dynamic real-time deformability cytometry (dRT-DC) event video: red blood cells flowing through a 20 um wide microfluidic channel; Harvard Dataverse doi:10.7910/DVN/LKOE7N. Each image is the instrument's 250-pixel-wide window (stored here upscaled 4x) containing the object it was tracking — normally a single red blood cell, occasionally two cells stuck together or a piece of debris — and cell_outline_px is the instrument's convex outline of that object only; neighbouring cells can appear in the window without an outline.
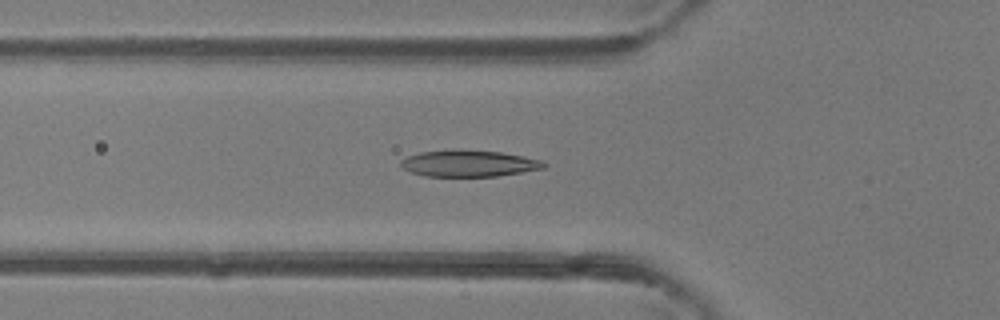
{"species": "common noctule bat (a hibernating species)", "species_latin": "Nyctalus noctula", "temperature_condition": "room temperature", "stored_images_in_passage": 44, "camera_frame_rate_fps": 3000, "um_per_image_px": 0.085, "animal": {"sex": "female"}, "frame": {"image": 1, "passage_image": 14, "time_ms": 4.333, "image_size_px": [1000, 320], "cell_outline_px": [[548, 164], [544, 168], [496, 176], [424, 176], [412, 172], [404, 168], [400, 164], [400, 160], [408, 156], [420, 152], [460, 148], [500, 152], [524, 156], [544, 160]], "centroid_in_image_um": [39.87, 13.87], "position_along_channel_um": 85.9, "area_um2": 22.31}}
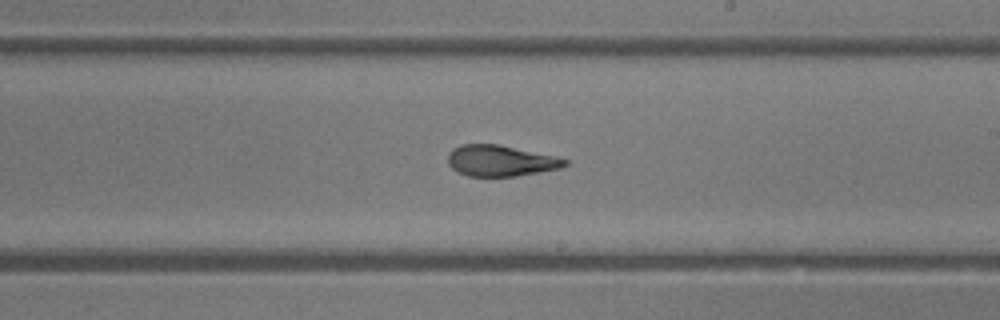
{"frame": {"image": 2, "passage_image": 25, "time_ms": 8.0, "image_size_px": [1000, 320], "cell_outline_px": [[568, 164], [560, 168], [516, 176], [468, 176], [456, 172], [448, 164], [448, 152], [452, 148], [460, 144], [500, 144], [552, 156], [568, 160]], "centroid_in_image_um": [42.48, 13.66], "position_along_channel_um": 246.5, "area_um2": 21.1}}
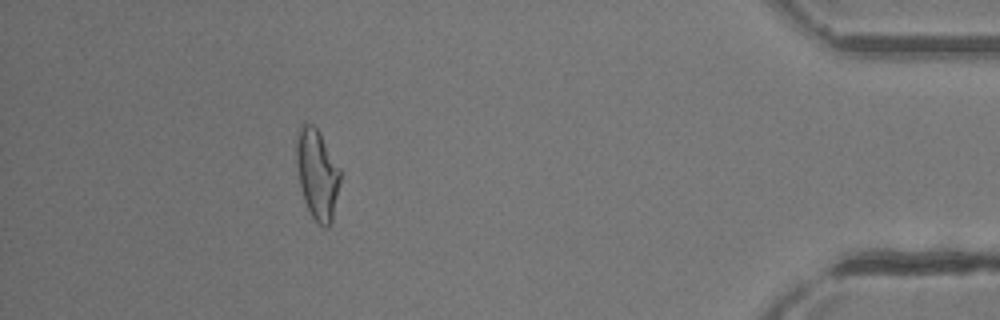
{"frame": {"image": 3, "passage_image": 40, "time_ms": 13.0, "image_size_px": [1000, 320], "cell_outline_px": [[340, 184], [332, 220], [328, 228], [324, 228], [312, 216], [304, 200], [300, 188], [296, 164], [296, 132], [300, 124], [304, 120], [312, 124], [320, 132], [340, 168]], "centroid_in_image_um": [26.94, 14.74], "position_along_channel_um": 408.3, "area_um2": 23.35}, "authors_computed_cell_mechanics": {"area_um2": 22.3108, "velocity_mm_per_s": 4.3635, "shape_relaxation_time_tau1_ms": 9.3372, "shape_relaxation_time_tau2_ms": 1.334, "deformation_change_tau1": 0.2844, "deformation_change_tau2": 0.0823}}